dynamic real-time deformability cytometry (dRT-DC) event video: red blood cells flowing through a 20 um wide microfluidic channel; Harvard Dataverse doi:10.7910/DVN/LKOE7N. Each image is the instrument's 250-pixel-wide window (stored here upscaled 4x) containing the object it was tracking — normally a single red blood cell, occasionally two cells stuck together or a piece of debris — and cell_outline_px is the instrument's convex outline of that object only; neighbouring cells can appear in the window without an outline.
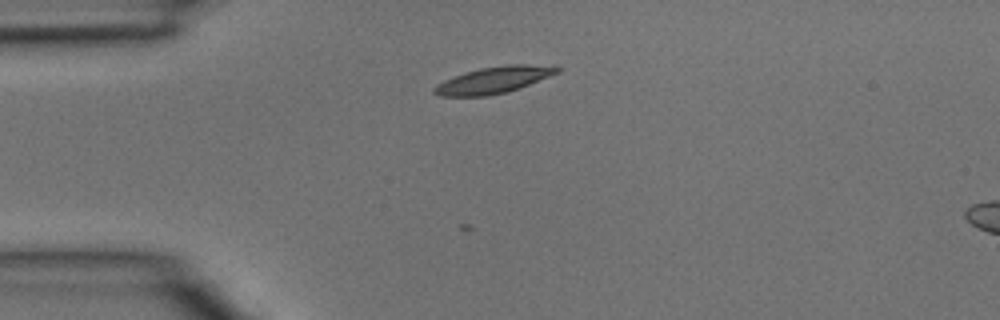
{"species": "common noctule bat (a hibernating species)", "species_latin": "Nyctalus noctula", "temperature_condition": "room temperature", "stored_images_in_passage": 2, "camera_frame_rate_fps": 3000, "um_per_image_px": 0.085, "animal": {"sex": "male", "body_mass_g": 15.6}, "frame": {"image": 1, "passage_image": 1, "time_ms": 0.0, "image_size_px": [1000, 320], "cell_outline_px": [[560, 72], [520, 88], [508, 92], [488, 96], [440, 96], [432, 92], [432, 88], [436, 84], [444, 80], [464, 72], [480, 68], [508, 64], [528, 64], [560, 68]], "centroid_in_image_um": [41.91, 6.81], "position_along_channel_um": 43.1, "area_um2": 19.07}}